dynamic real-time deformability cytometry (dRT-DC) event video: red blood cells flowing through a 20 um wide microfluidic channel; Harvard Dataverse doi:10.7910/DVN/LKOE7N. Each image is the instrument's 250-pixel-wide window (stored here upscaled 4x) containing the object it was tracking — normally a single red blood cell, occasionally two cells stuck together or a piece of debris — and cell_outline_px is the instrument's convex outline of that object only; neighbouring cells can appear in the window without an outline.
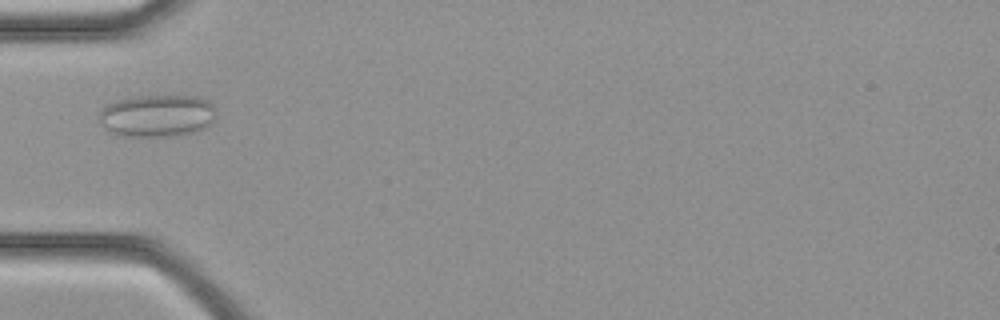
{"species": "common noctule bat (a hibernating species)", "species_latin": "Nyctalus noctula", "temperature_condition": "cold", "stored_images_in_passage": 25, "camera_frame_rate_fps": 3000, "um_per_image_px": 0.085, "animal": {"sex": "female", "body_mass_g": 21.9}, "frame": {"image": 1, "passage_image": 1, "time_ms": 0.0, "image_size_px": [1000, 320], "cell_outline_px": [[216, 116], [204, 128], [196, 132], [176, 136], [116, 136], [108, 132], [100, 124], [100, 112], [108, 104], [120, 100], [140, 96], [196, 96], [208, 100], [212, 104]], "centroid_in_image_um": [13.35, 9.86], "position_along_channel_um": 71.6, "area_um2": 28.84}}